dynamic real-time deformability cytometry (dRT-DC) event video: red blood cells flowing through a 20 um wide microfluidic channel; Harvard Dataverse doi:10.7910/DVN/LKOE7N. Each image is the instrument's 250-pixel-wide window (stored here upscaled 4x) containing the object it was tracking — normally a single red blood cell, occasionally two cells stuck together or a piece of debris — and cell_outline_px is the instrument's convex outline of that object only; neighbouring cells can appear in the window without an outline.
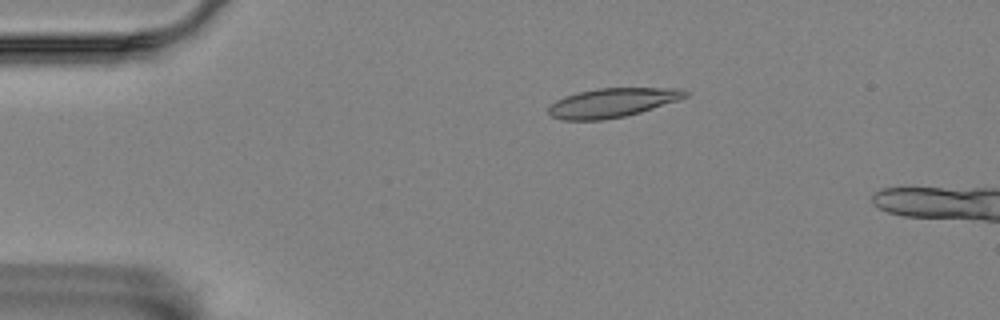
{"species": "Egyptian fruit bat (a non-hibernating species)", "species_latin": "Rousettus aegyptiacus", "temperature_condition": "room temperature", "stored_images_in_passage": 3, "camera_frame_rate_fps": 3000, "um_per_image_px": 0.085, "animal": {"sex": "female"}, "frame": {"image": 1, "passage_image": 1, "time_ms": 0.0, "image_size_px": [1000, 320], "cell_outline_px": [[688, 96], [680, 100], [640, 112], [624, 116], [604, 120], [560, 120], [552, 116], [548, 112], [548, 104], [564, 96], [596, 88], [680, 88], [688, 92]], "centroid_in_image_um": [52.03, 8.73], "position_along_channel_um": 33.0, "area_um2": 23.35}}